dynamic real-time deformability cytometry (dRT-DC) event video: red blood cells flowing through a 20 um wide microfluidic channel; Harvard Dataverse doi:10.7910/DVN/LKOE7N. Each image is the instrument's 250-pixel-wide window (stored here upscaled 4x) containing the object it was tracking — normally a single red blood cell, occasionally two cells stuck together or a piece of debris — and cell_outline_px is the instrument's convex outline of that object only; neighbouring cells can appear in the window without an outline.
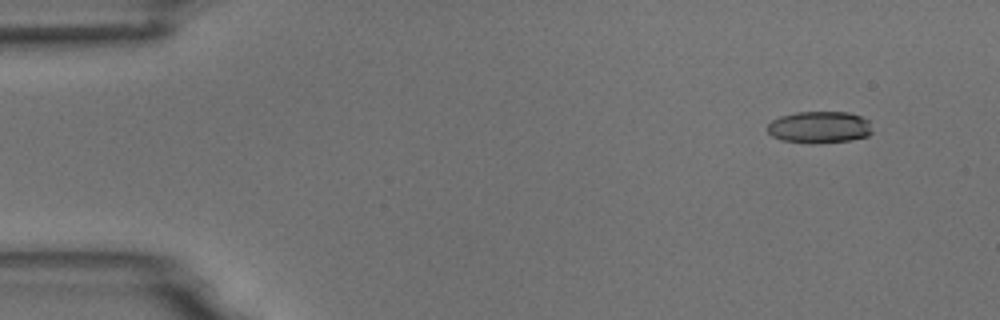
{"species": "common noctule bat (a hibernating species)", "species_latin": "Nyctalus noctula", "temperature_condition": "room temperature", "stored_images_in_passage": 5, "camera_frame_rate_fps": 3000, "um_per_image_px": 0.085, "animal": {"sex": "male", "body_mass_g": 18.8}, "frame": {"image": 1, "passage_image": 2, "time_ms": 1.333, "image_size_px": [1000, 320], "cell_outline_px": [[872, 132], [868, 136], [852, 140], [812, 144], [780, 140], [772, 136], [768, 132], [768, 124], [772, 120], [780, 116], [796, 112], [848, 112], [860, 116], [868, 120], [872, 128]], "centroid_in_image_um": [69.65, 10.82], "position_along_channel_um": 15.3, "area_um2": 19.65}}
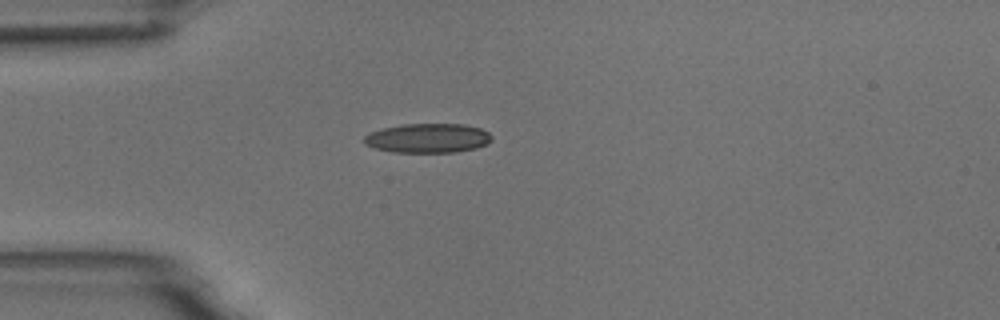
{"frame": {"image": 2, "passage_image": 5, "time_ms": 4.667, "image_size_px": [1000, 320], "cell_outline_px": [[492, 140], [488, 144], [476, 148], [456, 152], [392, 152], [376, 148], [364, 144], [364, 136], [368, 132], [400, 124], [464, 124], [480, 128], [488, 132], [492, 136]], "centroid_in_image_um": [36.37, 11.74], "position_along_channel_um": 48.6, "area_um2": 21.96}}